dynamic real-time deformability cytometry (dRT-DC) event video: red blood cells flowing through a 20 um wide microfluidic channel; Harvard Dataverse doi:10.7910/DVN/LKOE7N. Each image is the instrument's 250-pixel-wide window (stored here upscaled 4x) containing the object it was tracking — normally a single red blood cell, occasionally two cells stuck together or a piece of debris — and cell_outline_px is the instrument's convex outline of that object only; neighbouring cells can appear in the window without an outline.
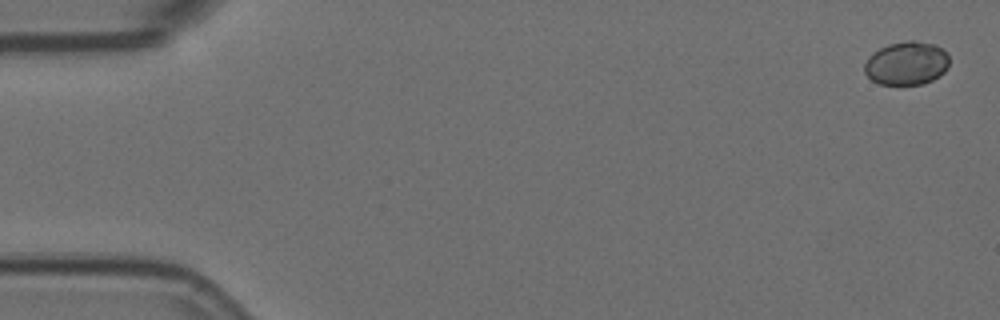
{"species": "Egyptian fruit bat (a non-hibernating species)", "species_latin": "Rousettus aegyptiacus", "temperature_condition": "room temperature", "stored_images_in_passage": 8, "camera_frame_rate_fps": 3000, "um_per_image_px": 0.085, "animal": {"sex": "female"}, "frame": {"image": 1, "passage_image": 1, "time_ms": 0.0, "image_size_px": [1000, 320], "cell_outline_px": [[948, 68], [940, 76], [924, 84], [880, 84], [872, 80], [864, 72], [864, 64], [868, 56], [872, 52], [888, 44], [908, 40], [916, 40], [936, 44], [944, 48], [948, 56]], "centroid_in_image_um": [77.07, 5.36], "position_along_channel_um": 7.9, "area_um2": 21.79}}
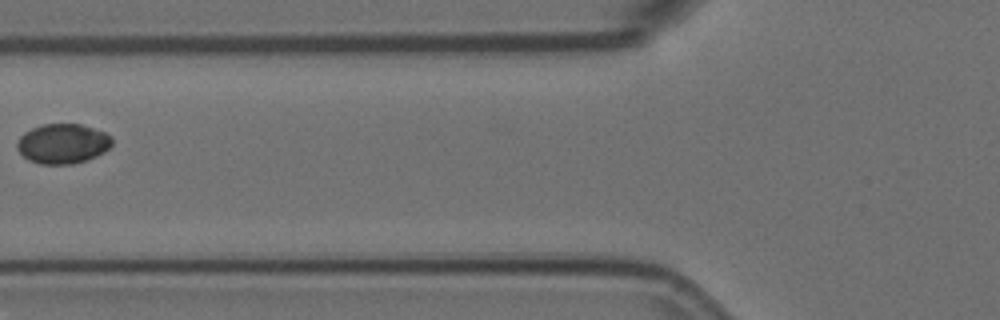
{"frame": {"image": 2, "passage_image": 7, "time_ms": 2.0, "image_size_px": [1000, 320], "cell_outline_px": [[112, 144], [104, 152], [88, 160], [72, 164], [40, 164], [28, 160], [16, 148], [16, 144], [20, 136], [24, 132], [32, 128], [44, 124], [80, 124], [104, 132], [112, 136]], "centroid_in_image_um": [5.32, 12.22], "position_along_channel_um": 120.5, "area_um2": 22.08}}
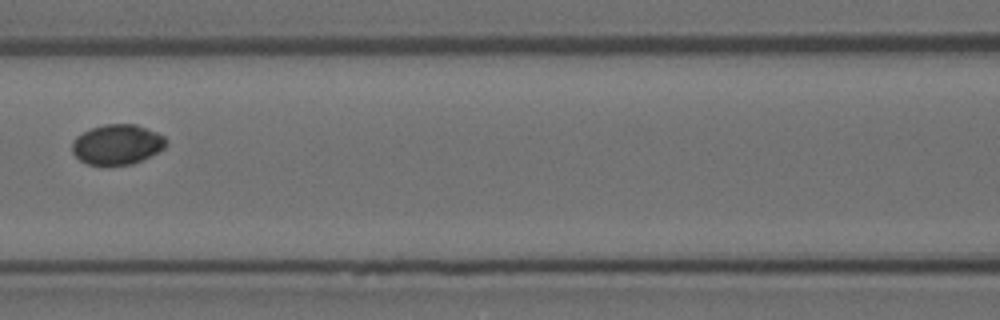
{"frame": {"image": 3, "passage_image": 8, "time_ms": 2.333, "image_size_px": [1000, 320], "cell_outline_px": [[168, 144], [164, 148], [132, 164], [88, 164], [80, 160], [72, 152], [72, 140], [76, 136], [92, 128], [104, 124], [136, 124], [156, 132], [164, 136], [168, 140]], "centroid_in_image_um": [9.96, 12.26], "position_along_channel_um": 156.6, "area_um2": 21.73}}